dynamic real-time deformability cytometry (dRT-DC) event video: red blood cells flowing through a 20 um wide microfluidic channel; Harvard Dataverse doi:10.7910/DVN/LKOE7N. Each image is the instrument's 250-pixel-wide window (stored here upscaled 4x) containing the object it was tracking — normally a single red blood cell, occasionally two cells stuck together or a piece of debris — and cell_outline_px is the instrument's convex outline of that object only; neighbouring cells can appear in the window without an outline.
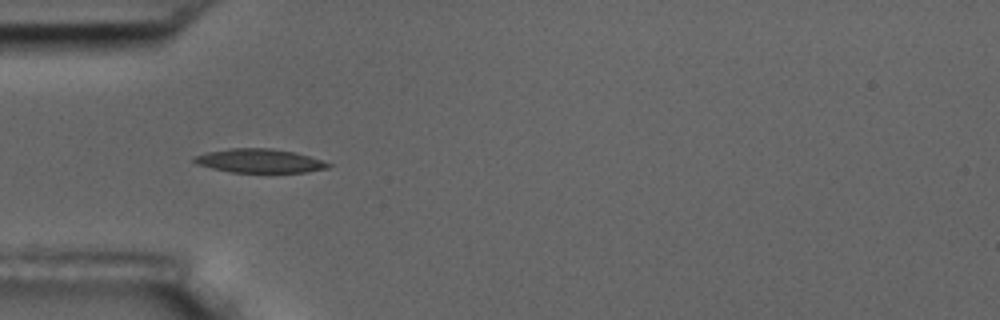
{"species": "common noctule bat (a hibernating species)", "species_latin": "Nyctalus noctula", "temperature_condition": "room temperature", "stored_images_in_passage": 4, "camera_frame_rate_fps": 3000, "um_per_image_px": 0.085, "animal": {"sex": "male", "body_mass_g": 17.5, "forearm_length_mm": 52.3}, "frame": {"image": 1, "passage_image": 4, "time_ms": 3.667, "image_size_px": [1000, 320], "cell_outline_px": [[332, 164], [328, 168], [308, 172], [232, 172], [212, 168], [196, 164], [192, 160], [192, 156], [204, 152], [228, 148], [272, 148], [296, 152]], "centroid_in_image_um": [22.0, 13.66], "position_along_channel_um": 63.0, "area_um2": 18.73}}